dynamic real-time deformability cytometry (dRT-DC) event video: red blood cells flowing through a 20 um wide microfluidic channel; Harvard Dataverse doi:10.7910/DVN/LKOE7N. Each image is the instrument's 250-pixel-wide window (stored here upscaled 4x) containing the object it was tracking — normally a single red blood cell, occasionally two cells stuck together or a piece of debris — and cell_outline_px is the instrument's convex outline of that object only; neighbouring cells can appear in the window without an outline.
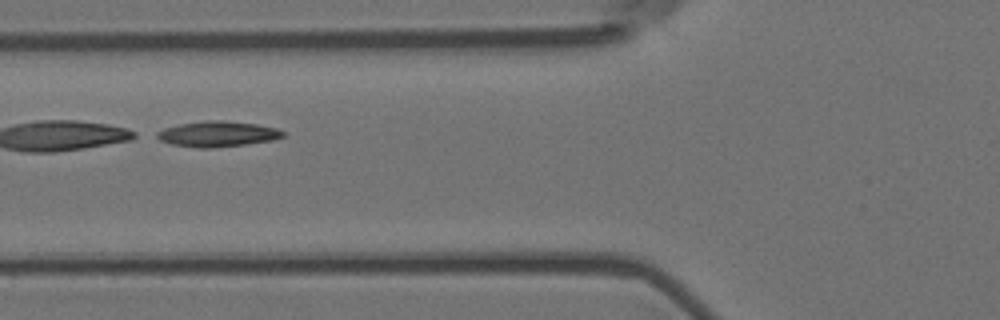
{"species": "Egyptian fruit bat (a non-hibernating species)", "species_latin": "Rousettus aegyptiacus", "temperature_condition": "room temperature", "stored_images_in_passage": 12, "camera_frame_rate_fps": 3000, "um_per_image_px": 0.085, "animal": {"sex": "female"}, "frame": {"image": 1, "passage_image": 3, "time_ms": 0.667, "image_size_px": [1000, 320], "cell_outline_px": [[284, 136], [272, 140], [244, 144], [212, 148], [200, 148], [172, 144], [160, 140], [152, 136], [156, 132], [164, 128], [180, 124], [208, 120], [224, 120], [256, 124], [276, 128], [284, 132]], "centroid_in_image_um": [18.44, 11.38], "position_along_channel_um": 107.4, "area_um2": 18.67}}
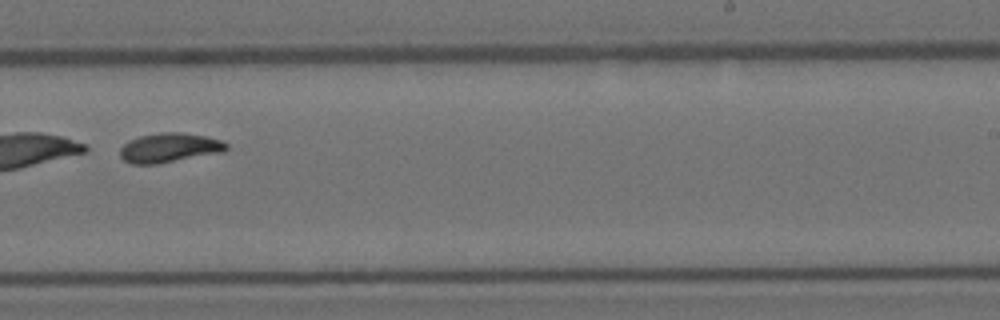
{"frame": {"image": 2, "passage_image": 7, "time_ms": 2.0, "image_size_px": [1000, 320], "cell_outline_px": [[228, 148], [224, 152], [156, 164], [132, 164], [124, 160], [120, 156], [120, 148], [128, 140], [140, 136], [160, 132], [184, 132], [208, 136], [220, 140], [228, 144]], "centroid_in_image_um": [14.41, 12.55], "position_along_channel_um": 274.6, "area_um2": 18.38}}
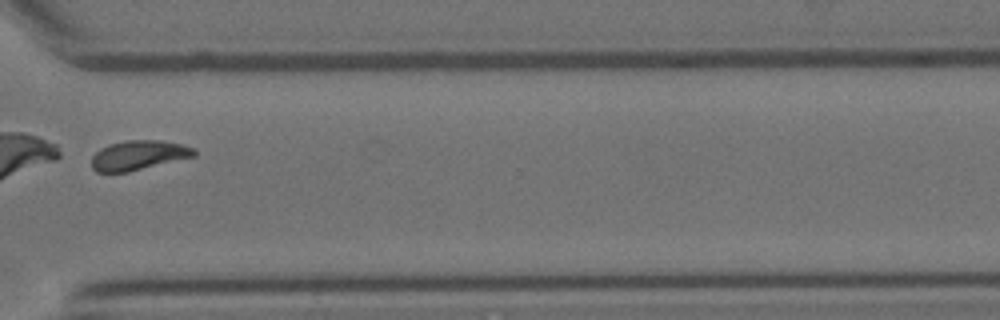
{"frame": {"image": 3, "passage_image": 9, "time_ms": 2.667, "image_size_px": [1000, 320], "cell_outline_px": [[196, 156], [128, 172], [96, 172], [92, 168], [92, 156], [100, 148], [108, 144], [124, 140], [160, 140], [180, 144], [196, 148]], "centroid_in_image_um": [11.78, 13.19], "position_along_channel_um": 358.8, "area_um2": 17.8}}